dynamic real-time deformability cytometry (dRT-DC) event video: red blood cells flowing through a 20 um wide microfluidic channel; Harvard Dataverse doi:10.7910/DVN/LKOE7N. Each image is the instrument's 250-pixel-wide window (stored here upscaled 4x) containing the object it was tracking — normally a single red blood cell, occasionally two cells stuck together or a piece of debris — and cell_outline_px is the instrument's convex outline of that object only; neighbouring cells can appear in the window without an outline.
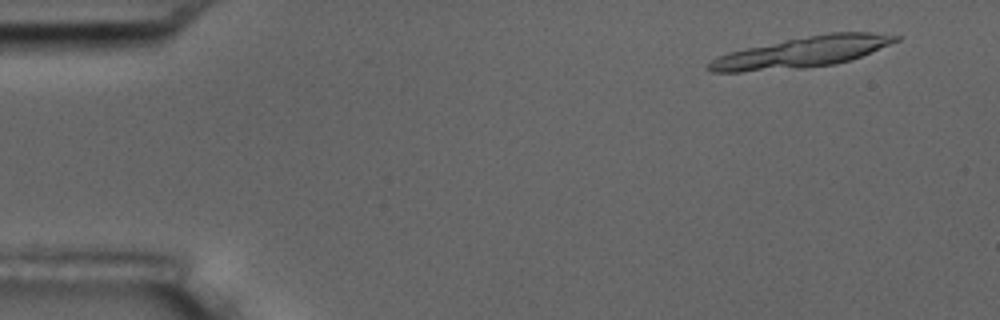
{"species": "common noctule bat (a hibernating species)", "species_latin": "Nyctalus noctula", "temperature_condition": "room temperature", "stored_images_in_passage": 10, "camera_frame_rate_fps": 3000, "um_per_image_px": 0.085, "animal": {"sex": "male", "body_mass_g": 17.5, "forearm_length_mm": 52.3}, "frame": {"image": 1, "passage_image": 2, "time_ms": 1.0, "image_size_px": [1000, 320], "cell_outline_px": [[900, 40], [860, 56], [836, 64], [804, 68], [740, 72], [712, 72], [704, 68], [716, 56], [728, 52], [828, 32], [868, 32], [900, 36]], "centroid_in_image_um": [68.15, 4.45], "position_along_channel_um": 16.8, "area_um2": 33.0}}
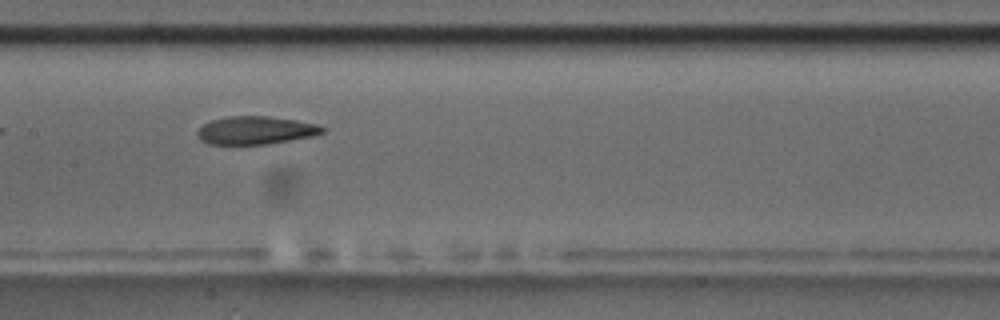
{"frame": {"image": 2, "passage_image": 9, "time_ms": 9.0, "image_size_px": [1000, 320], "cell_outline_px": [[328, 128], [324, 132], [312, 136], [268, 144], [208, 144], [200, 140], [196, 136], [196, 132], [204, 124], [212, 120], [228, 116], [268, 116], [296, 120], [316, 124]], "centroid_in_image_um": [21.73, 11.08], "position_along_channel_um": 185.7, "area_um2": 20.46}}
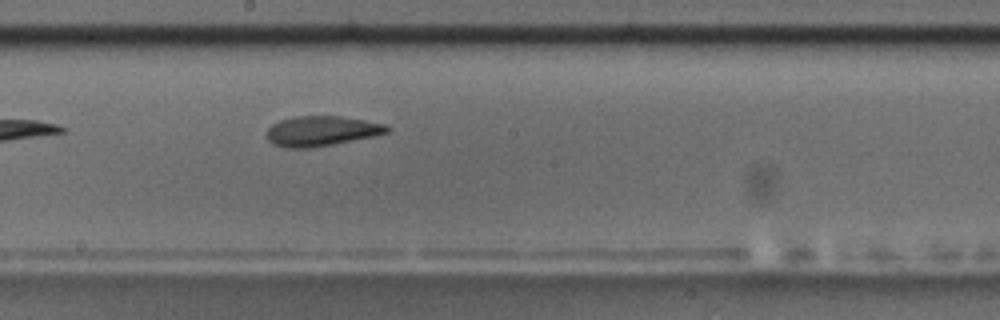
{"frame": {"image": 3, "passage_image": 10, "time_ms": 10.0, "image_size_px": [1000, 320], "cell_outline_px": [[388, 132], [376, 136], [332, 144], [308, 148], [288, 148], [272, 144], [268, 140], [268, 128], [272, 124], [280, 120], [292, 116], [340, 116], [364, 120], [384, 124], [388, 128]], "centroid_in_image_um": [27.3, 11.13], "position_along_channel_um": 220.9, "area_um2": 20.92}}